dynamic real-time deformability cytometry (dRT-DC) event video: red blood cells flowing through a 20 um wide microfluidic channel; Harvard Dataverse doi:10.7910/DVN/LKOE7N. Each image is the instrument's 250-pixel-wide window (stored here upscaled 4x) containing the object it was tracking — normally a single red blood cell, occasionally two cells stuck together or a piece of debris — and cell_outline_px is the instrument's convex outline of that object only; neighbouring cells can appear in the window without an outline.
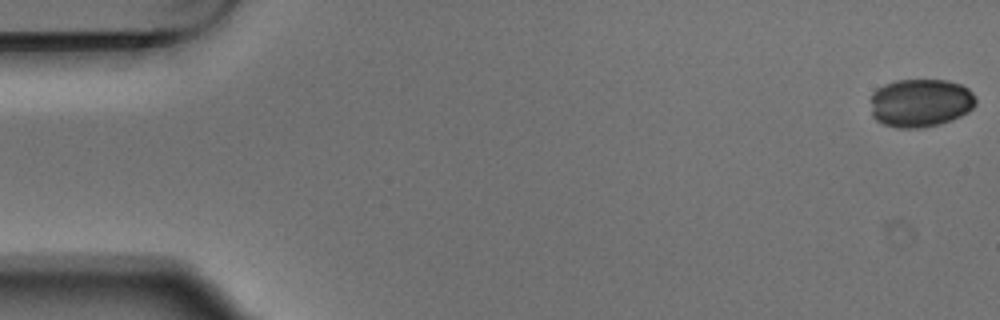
{"species": "Egyptian fruit bat (a non-hibernating species)", "species_latin": "Rousettus aegyptiacus", "temperature_condition": "warm", "stored_images_in_passage": 5, "camera_frame_rate_fps": 3000, "um_per_image_px": 0.085, "animal": {"sex": "male"}, "frame": {"image": 1, "passage_image": 1, "time_ms": 0.0, "image_size_px": [1000, 320], "cell_outline_px": [[976, 104], [968, 112], [960, 116], [940, 124], [920, 128], [896, 128], [884, 124], [876, 120], [872, 116], [872, 92], [876, 88], [884, 84], [896, 80], [948, 80], [960, 84], [968, 88], [976, 96]], "centroid_in_image_um": [78.24, 8.74], "position_along_channel_um": 6.8, "area_um2": 29.82}}
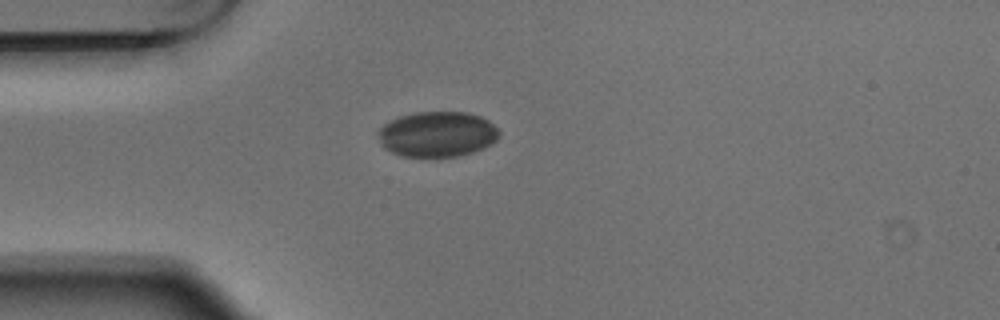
{"frame": {"image": 2, "passage_image": 5, "time_ms": 1.333, "image_size_px": [1000, 320], "cell_outline_px": [[500, 136], [492, 144], [484, 148], [460, 156], [404, 156], [392, 152], [384, 148], [380, 144], [376, 132], [384, 124], [400, 116], [416, 112], [468, 112], [480, 116], [488, 120], [500, 132]], "centroid_in_image_um": [37.17, 11.4], "position_along_channel_um": 47.8, "area_um2": 32.08}}